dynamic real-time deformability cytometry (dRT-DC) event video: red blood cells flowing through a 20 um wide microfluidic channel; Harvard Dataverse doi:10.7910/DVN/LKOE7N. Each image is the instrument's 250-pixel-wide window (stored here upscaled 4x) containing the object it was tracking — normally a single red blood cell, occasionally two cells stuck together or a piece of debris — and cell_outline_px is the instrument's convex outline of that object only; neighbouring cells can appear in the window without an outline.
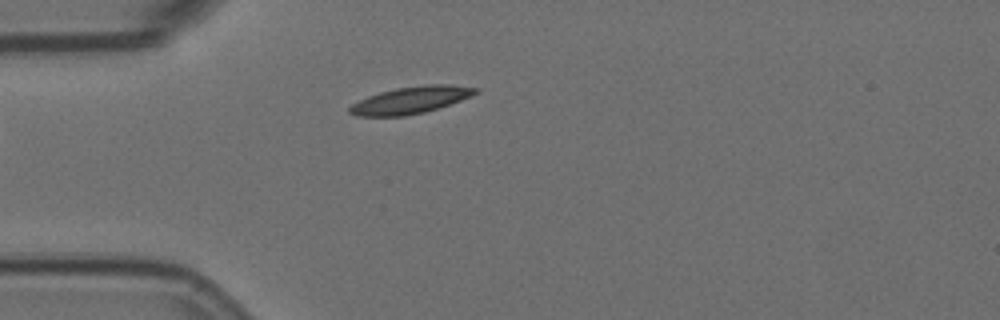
{"species": "Egyptian fruit bat (a non-hibernating species)", "species_latin": "Rousettus aegyptiacus", "temperature_condition": "room temperature", "stored_images_in_passage": 5, "camera_frame_rate_fps": 3000, "um_per_image_px": 0.085, "animal": {"sex": "female"}, "frame": {"image": 1, "passage_image": 5, "time_ms": 1.333, "image_size_px": [1000, 320], "cell_outline_px": [[480, 92], [472, 96], [424, 112], [404, 116], [356, 116], [348, 112], [348, 108], [352, 104], [368, 96], [380, 92], [396, 88], [424, 84], [452, 84], [476, 88]], "centroid_in_image_um": [34.9, 8.5], "position_along_channel_um": 50.1, "area_um2": 19.71}}